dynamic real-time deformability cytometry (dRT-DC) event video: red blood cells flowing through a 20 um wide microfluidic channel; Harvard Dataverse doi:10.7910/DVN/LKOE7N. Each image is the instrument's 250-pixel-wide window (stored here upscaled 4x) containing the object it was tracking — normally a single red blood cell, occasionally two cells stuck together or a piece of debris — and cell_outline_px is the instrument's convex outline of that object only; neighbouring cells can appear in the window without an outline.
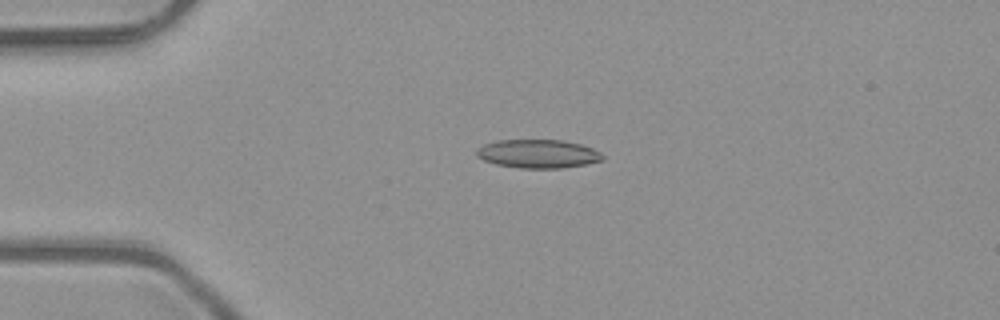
{"species": "common noctule bat (a hibernating species)", "species_latin": "Nyctalus noctula", "temperature_condition": "room temperature", "stored_images_in_passage": 3, "camera_frame_rate_fps": 3000, "um_per_image_px": 0.085, "animal": {"sex": "male", "body_mass_g": 23.1, "forearm_length_mm": 52.7}, "frame": {"image": 1, "passage_image": 1, "time_ms": 0.0, "image_size_px": [1000, 320], "cell_outline_px": [[604, 160], [584, 164], [560, 168], [520, 168], [496, 164], [484, 160], [476, 156], [476, 148], [484, 144], [500, 140], [564, 140], [580, 144], [592, 148], [600, 152], [604, 156]], "centroid_in_image_um": [45.72, 13.07], "position_along_channel_um": 39.3, "area_um2": 20.92}}
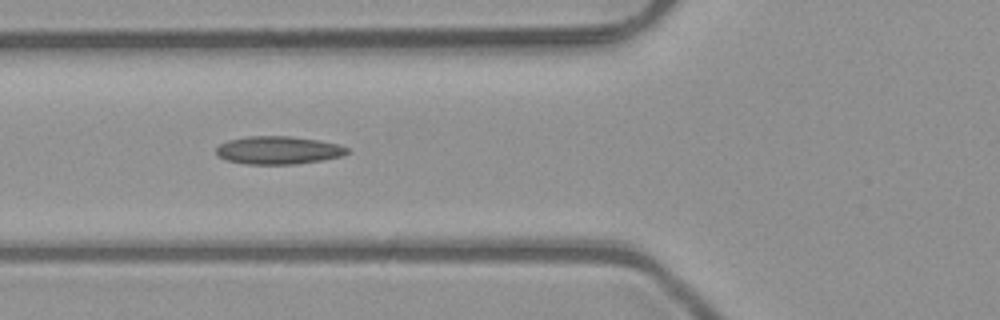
{"frame": {"image": 2, "passage_image": 3, "time_ms": 0.667, "image_size_px": [1000, 320], "cell_outline_px": [[348, 152], [340, 156], [320, 160], [292, 164], [248, 164], [228, 160], [220, 156], [216, 152], [216, 148], [220, 144], [228, 140], [248, 136], [288, 136], [316, 140], [336, 144], [348, 148]], "centroid_in_image_um": [23.62, 12.76], "position_along_channel_um": 102.2, "area_um2": 20.87}}